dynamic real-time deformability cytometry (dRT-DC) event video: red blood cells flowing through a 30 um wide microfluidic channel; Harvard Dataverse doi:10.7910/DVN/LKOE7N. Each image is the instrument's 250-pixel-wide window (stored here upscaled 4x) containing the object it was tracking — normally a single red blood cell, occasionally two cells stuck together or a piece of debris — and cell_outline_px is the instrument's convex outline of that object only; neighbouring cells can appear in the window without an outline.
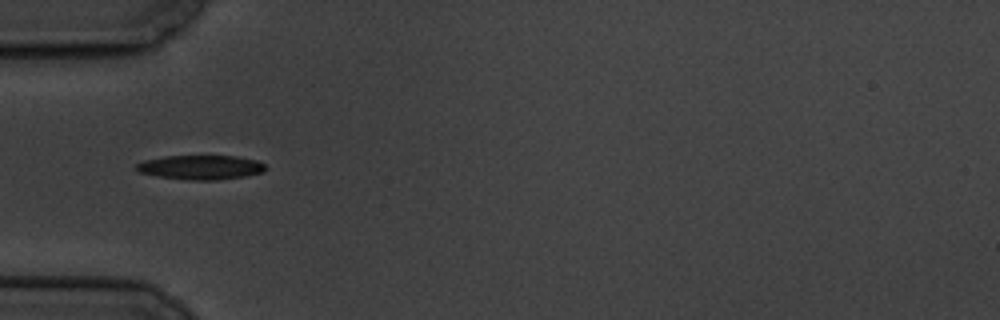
{"species": "common noctule bat (a hibernating species)", "species_latin": "Nyctalus noctula", "temperature_condition": "cold", "stored_images_in_passage": 4, "camera_frame_rate_fps": 3000, "um_per_image_px": 0.085, "animal": {"sex": "male", "body_mass_g": 19.5, "forearm_length_mm": 54.6}, "frame": {"image": 1, "passage_image": 1, "time_ms": 0.0, "image_size_px": [1000, 320], "cell_outline_px": [[268, 168], [264, 172], [248, 176], [216, 180], [188, 180], [156, 176], [140, 172], [136, 168], [136, 164], [144, 160], [164, 156], [236, 156], [256, 160], [264, 164]], "centroid_in_image_um": [17.1, 14.23], "position_along_channel_um": 67.9, "area_um2": 18.44}}
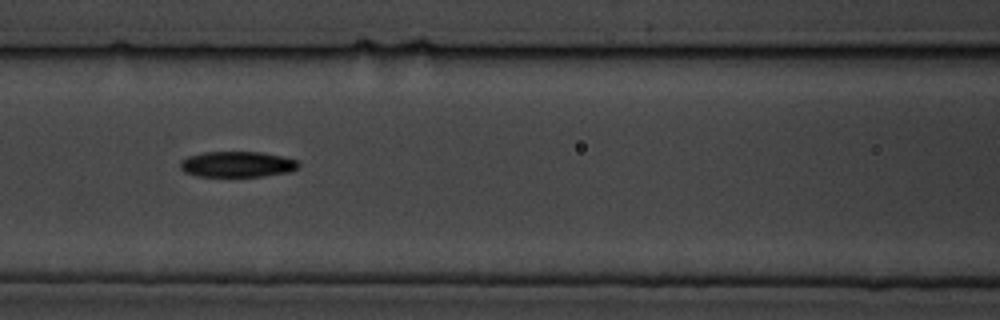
{"frame": {"image": 2, "passage_image": 3, "time_ms": 2.333, "image_size_px": [1000, 320], "cell_outline_px": [[300, 164], [296, 168], [288, 172], [264, 176], [196, 176], [184, 172], [180, 168], [180, 160], [188, 156], [204, 152], [260, 152], [284, 156], [296, 160]], "centroid_in_image_um": [20.14, 13.96], "position_along_channel_um": 146.5, "area_um2": 17.74}}
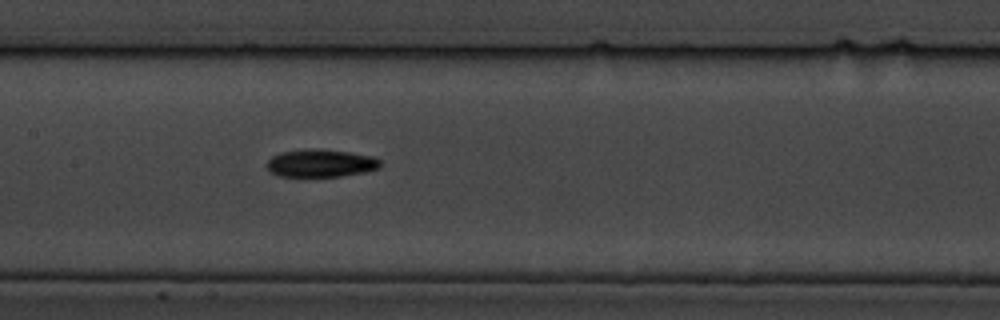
{"frame": {"image": 3, "passage_image": 4, "time_ms": 3.333, "image_size_px": [1000, 320], "cell_outline_px": [[380, 168], [364, 172], [340, 176], [276, 176], [268, 172], [264, 164], [272, 156], [280, 152], [304, 148], [320, 148], [348, 152], [372, 156], [380, 160]], "centroid_in_image_um": [27.18, 13.86], "position_along_channel_um": 180.2, "area_um2": 18.67}}